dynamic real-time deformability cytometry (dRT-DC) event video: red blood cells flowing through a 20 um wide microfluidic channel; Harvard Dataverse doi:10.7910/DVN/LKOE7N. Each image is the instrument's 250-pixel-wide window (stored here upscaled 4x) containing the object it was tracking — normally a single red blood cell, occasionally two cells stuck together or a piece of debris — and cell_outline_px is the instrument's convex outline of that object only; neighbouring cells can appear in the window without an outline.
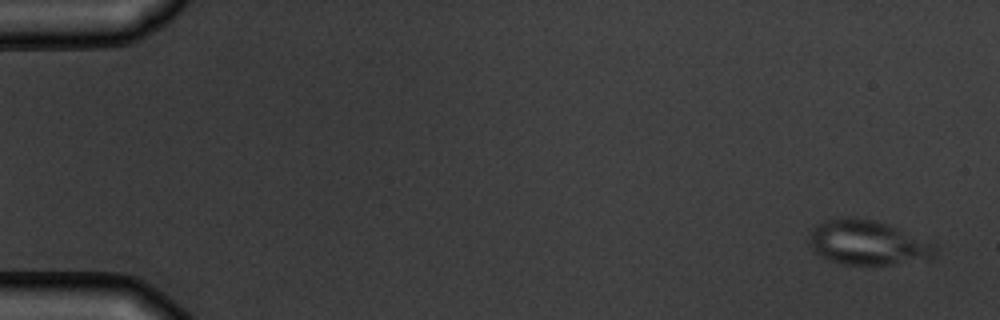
{"species": "common noctule bat (a hibernating species)", "species_latin": "Nyctalus noctula", "temperature_condition": "warm", "stored_images_in_passage": 5, "camera_frame_rate_fps": 3000, "um_per_image_px": 0.085, "animal": {"sex": "male", "body_mass_g": 19.5, "forearm_length_mm": 54.6}, "frame": {"image": 1, "passage_image": 1, "time_ms": 0.0, "image_size_px": [1000, 320], "cell_outline_px": [[936, 256], [888, 264], [844, 264], [820, 256], [812, 248], [808, 240], [812, 228], [816, 224], [824, 220], [852, 216], [872, 220], [896, 228], [936, 244]], "centroid_in_image_um": [73.68, 20.6], "position_along_channel_um": 11.3, "area_um2": 32.02}}